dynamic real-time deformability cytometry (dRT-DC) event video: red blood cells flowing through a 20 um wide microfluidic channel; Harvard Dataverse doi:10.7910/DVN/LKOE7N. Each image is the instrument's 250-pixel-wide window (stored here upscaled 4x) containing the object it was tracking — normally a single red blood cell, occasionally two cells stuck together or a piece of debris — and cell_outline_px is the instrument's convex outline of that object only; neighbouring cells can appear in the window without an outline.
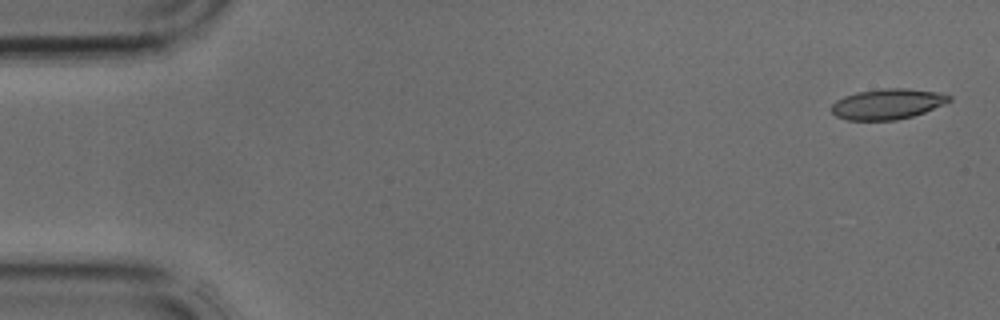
{"species": "common noctule bat (a hibernating species)", "species_latin": "Nyctalus noctula", "temperature_condition": "cold", "stored_images_in_passage": 3, "camera_frame_rate_fps": 3000, "um_per_image_px": 0.085, "animal": {"sex": "male", "body_mass_g": 17.9, "forearm_length_mm": 54.2}, "frame": {"image": 1, "passage_image": 1, "time_ms": 0.0, "image_size_px": [1000, 320], "cell_outline_px": [[952, 100], [944, 104], [924, 112], [912, 116], [896, 120], [848, 120], [836, 116], [832, 112], [832, 104], [836, 100], [844, 96], [856, 92], [884, 88], [908, 88], [940, 92], [952, 96]], "centroid_in_image_um": [75.45, 8.83], "position_along_channel_um": 9.5, "area_um2": 20.98}}